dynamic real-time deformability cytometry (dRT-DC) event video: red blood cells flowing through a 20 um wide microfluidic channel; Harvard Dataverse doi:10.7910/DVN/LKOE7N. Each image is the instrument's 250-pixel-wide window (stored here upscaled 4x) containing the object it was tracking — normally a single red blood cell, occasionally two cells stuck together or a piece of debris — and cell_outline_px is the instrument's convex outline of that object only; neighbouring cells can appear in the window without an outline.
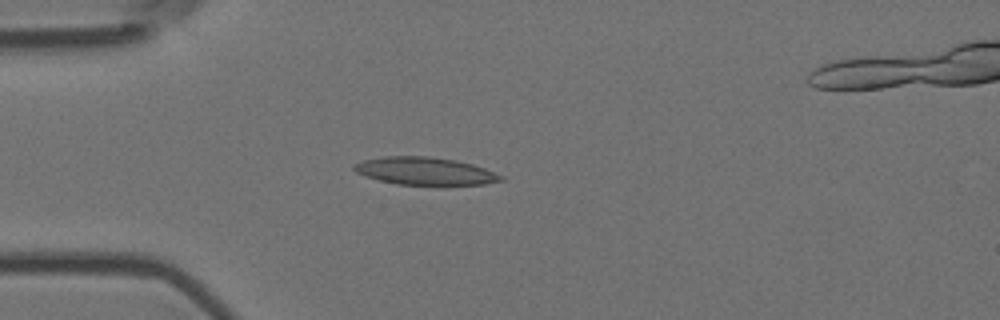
{"species": "Egyptian fruit bat (a non-hibernating species)", "species_latin": "Rousettus aegyptiacus", "temperature_condition": "room temperature", "stored_images_in_passage": 5, "camera_frame_rate_fps": 3000, "um_per_image_px": 0.085, "animal": {"sex": "female"}, "frame": {"image": 1, "passage_image": 4, "time_ms": 1.0, "image_size_px": [1000, 320], "cell_outline_px": [[504, 180], [484, 184], [436, 188], [396, 184], [364, 176], [356, 172], [352, 168], [352, 164], [364, 160], [384, 156], [428, 156], [456, 160], [472, 164], [484, 168], [504, 176]], "centroid_in_image_um": [36.15, 14.59], "position_along_channel_um": 48.8, "area_um2": 24.74}}